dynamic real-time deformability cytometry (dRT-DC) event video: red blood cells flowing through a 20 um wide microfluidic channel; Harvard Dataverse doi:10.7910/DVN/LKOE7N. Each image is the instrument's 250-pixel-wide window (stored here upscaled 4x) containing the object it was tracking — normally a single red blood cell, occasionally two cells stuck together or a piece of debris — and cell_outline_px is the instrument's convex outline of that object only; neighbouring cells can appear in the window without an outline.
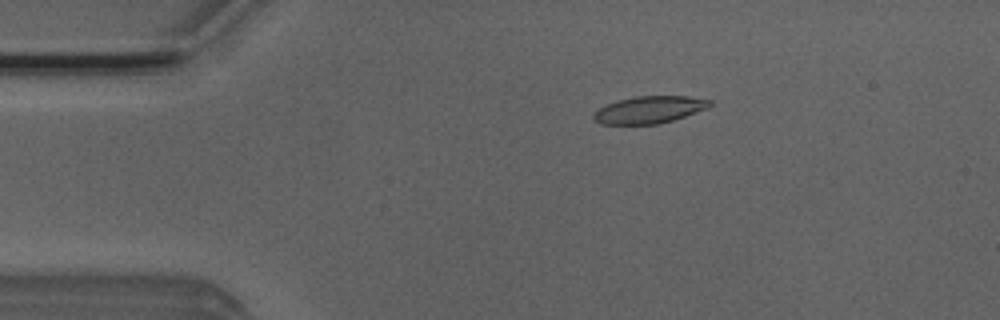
{"species": "Egyptian fruit bat (a non-hibernating species)", "species_latin": "Rousettus aegyptiacus", "temperature_condition": "room temperature", "stored_images_in_passage": 46, "camera_frame_rate_fps": 3000, "um_per_image_px": 0.085, "animal": {"sex": "male"}, "frame": {"image": 1, "passage_image": 4, "time_ms": 1.0, "image_size_px": [1000, 320], "cell_outline_px": [[712, 104], [708, 108], [660, 124], [600, 124], [592, 116], [596, 108], [604, 104], [616, 100], [632, 96], [688, 96], [712, 100]], "centroid_in_image_um": [55.15, 9.31], "position_along_channel_um": 29.9, "area_um2": 18.61}}
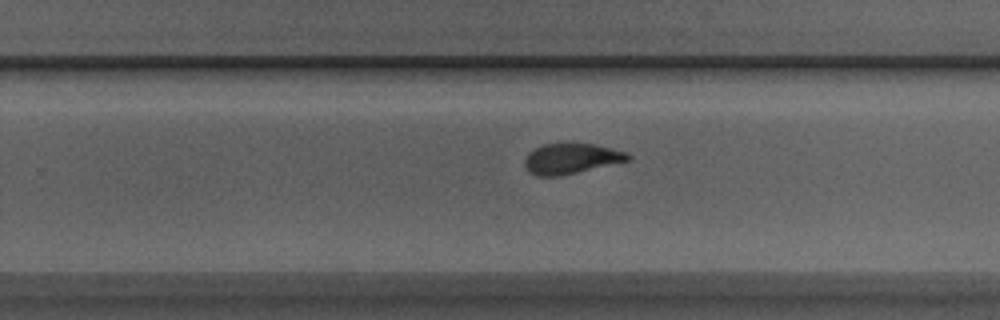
{"frame": {"image": 2, "passage_image": 27, "time_ms": 8.667, "image_size_px": [1000, 320], "cell_outline_px": [[632, 160], [560, 176], [536, 176], [528, 172], [524, 164], [524, 160], [528, 152], [544, 144], [596, 144], [628, 152], [632, 156]], "centroid_in_image_um": [48.58, 13.49], "position_along_channel_um": 281.2, "area_um2": 18.44}}
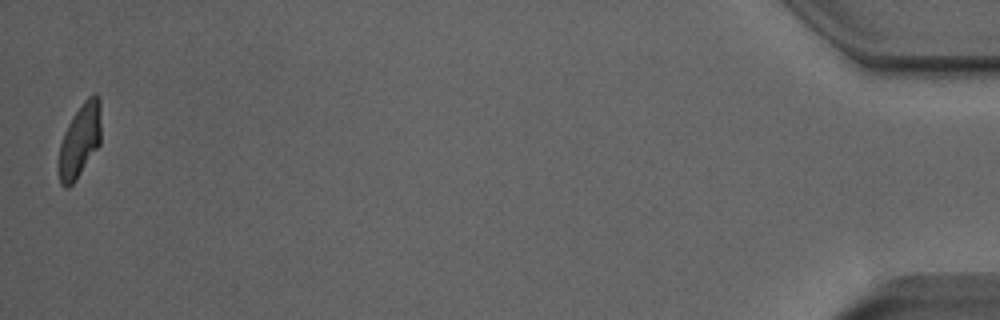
{"frame": {"image": 3, "passage_image": 46, "time_ms": 15.0, "image_size_px": [1000, 320], "cell_outline_px": [[100, 144], [72, 184], [68, 188], [64, 188], [60, 184], [60, 144], [64, 132], [72, 116], [84, 100], [92, 92], [96, 92], [100, 100]], "centroid_in_image_um": [6.8, 11.88], "position_along_channel_um": 428.4, "area_um2": 17.86}, "authors_computed_cell_mechanics": {"area_um2": 18.8428, "velocity_mm_per_s": 3.9195, "shape_relaxation_time_tau1_ms": 6.4013, "shape_relaxation_time_tau2_ms": 1.6359, "deformation_change_tau1": 0.2039, "deformation_change_tau2": 0.0859}}